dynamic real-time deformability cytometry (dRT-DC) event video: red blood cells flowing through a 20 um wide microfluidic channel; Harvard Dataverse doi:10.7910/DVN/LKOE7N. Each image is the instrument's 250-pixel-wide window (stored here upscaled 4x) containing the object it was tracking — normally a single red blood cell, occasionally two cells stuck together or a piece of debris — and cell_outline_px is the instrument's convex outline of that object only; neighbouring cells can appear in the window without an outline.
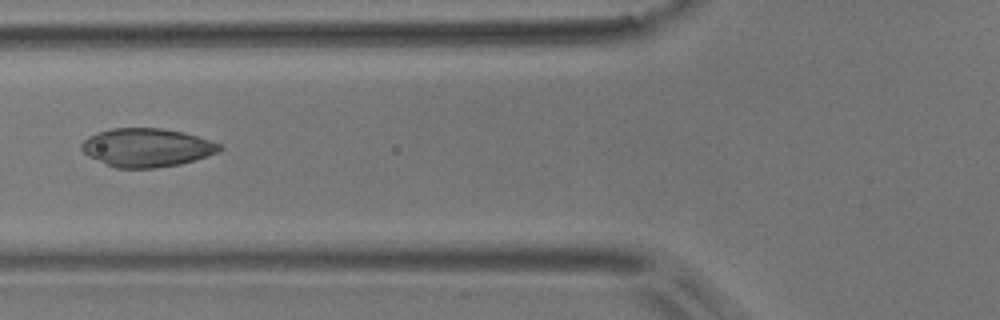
{"species": "common noctule bat (a hibernating species)", "species_latin": "Nyctalus noctula", "temperature_condition": "room temperature", "stored_images_in_passage": 8, "camera_frame_rate_fps": 3000, "um_per_image_px": 0.085, "animal": {"sex": "male", "body_mass_g": 17.9}, "frame": {"image": 1, "passage_image": 5, "time_ms": 1.333, "image_size_px": [1000, 320], "cell_outline_px": [[224, 148], [208, 156], [180, 164], [156, 168], [116, 168], [88, 156], [80, 148], [80, 144], [88, 136], [96, 132], [112, 128], [160, 128], [184, 132], [220, 144]], "centroid_in_image_um": [12.45, 12.54], "position_along_channel_um": 113.4, "area_um2": 30.92}}
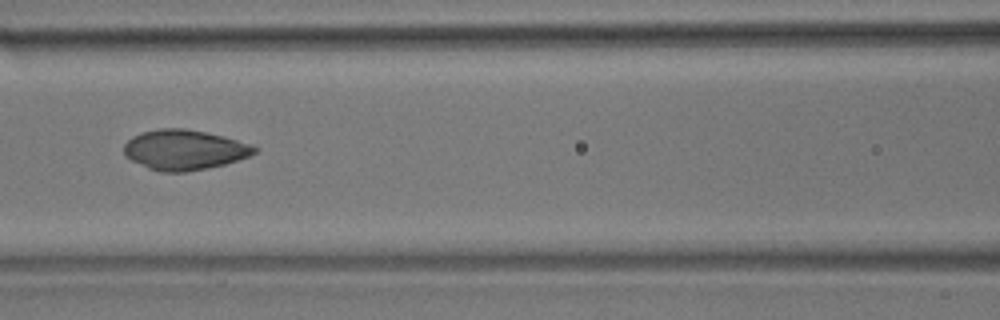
{"frame": {"image": 2, "passage_image": 6, "time_ms": 1.667, "image_size_px": [1000, 320], "cell_outline_px": [[260, 148], [256, 152], [248, 156], [224, 164], [208, 168], [188, 172], [160, 172], [148, 168], [124, 156], [124, 144], [132, 136], [144, 132], [160, 128], [184, 128], [224, 136], [252, 144]], "centroid_in_image_um": [15.68, 12.74], "position_along_channel_um": 150.9, "area_um2": 30.52}}
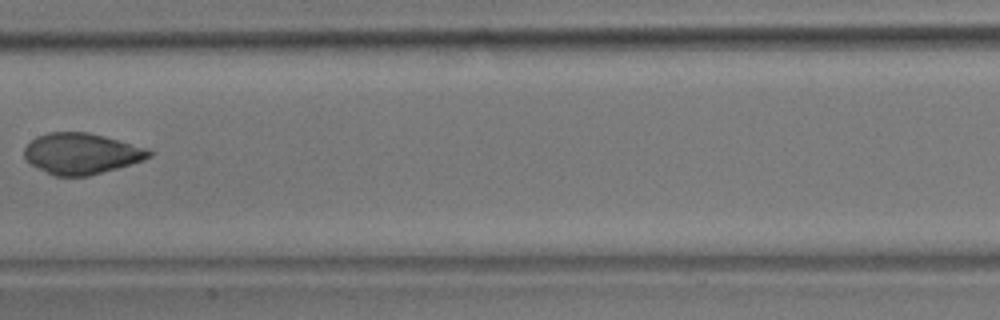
{"frame": {"image": 3, "passage_image": 7, "time_ms": 2.0, "image_size_px": [1000, 320], "cell_outline_px": [[152, 156], [144, 160], [88, 176], [56, 176], [32, 164], [24, 156], [24, 148], [36, 136], [48, 132], [88, 132], [104, 136], [148, 148], [152, 152]], "centroid_in_image_um": [6.94, 13.04], "position_along_channel_um": 200.5, "area_um2": 29.48}}